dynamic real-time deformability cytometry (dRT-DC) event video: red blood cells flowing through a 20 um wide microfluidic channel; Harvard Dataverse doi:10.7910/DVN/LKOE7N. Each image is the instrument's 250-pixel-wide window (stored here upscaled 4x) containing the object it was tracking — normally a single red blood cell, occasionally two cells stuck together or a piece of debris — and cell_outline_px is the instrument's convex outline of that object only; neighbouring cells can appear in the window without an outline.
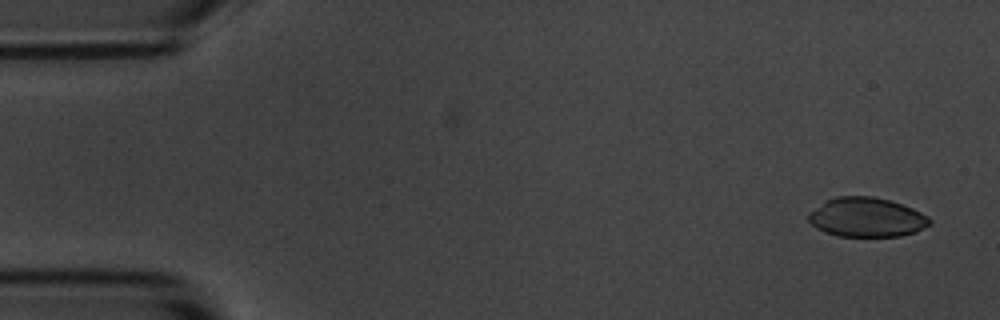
{"species": "common noctule bat (a hibernating species)", "species_latin": "Nyctalus noctula", "temperature_condition": "room temperature", "stored_images_in_passage": 6, "camera_frame_rate_fps": 3000, "um_per_image_px": 0.085, "animal": {"sex": "male", "body_mass_g": 20.1, "forearm_length_mm": 53.5}, "frame": {"image": 1, "passage_image": 1, "time_ms": 0.0, "image_size_px": [1000, 320], "cell_outline_px": [[932, 224], [916, 232], [900, 236], [840, 236], [824, 232], [816, 228], [808, 220], [808, 212], [824, 200], [836, 196], [872, 196], [888, 200], [912, 208], [928, 216], [932, 220]], "centroid_in_image_um": [73.64, 18.47], "position_along_channel_um": 11.4, "area_um2": 27.98}}